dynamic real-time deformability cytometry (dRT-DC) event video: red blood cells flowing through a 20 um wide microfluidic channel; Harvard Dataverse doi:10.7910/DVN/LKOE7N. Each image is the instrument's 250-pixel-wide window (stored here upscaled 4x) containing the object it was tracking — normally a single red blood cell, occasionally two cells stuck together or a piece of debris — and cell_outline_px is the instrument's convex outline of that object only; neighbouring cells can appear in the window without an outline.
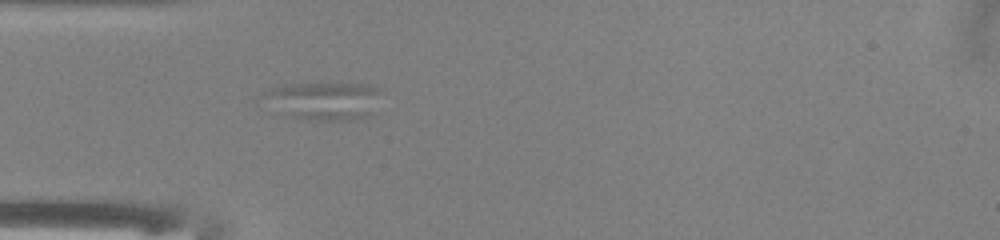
{"species": "common noctule bat (a hibernating species)", "species_latin": "Nyctalus noctula", "temperature_condition": "warm", "stored_images_in_passage": 52, "camera_frame_rate_fps": 3000, "um_per_image_px": 0.085, "animal": {"sex": "male", "body_mass_g": 13.0, "forearm_length_mm": 53.1}, "frame": {"image": 1, "passage_image": 16, "time_ms": 5.0, "image_size_px": [1000, 240], "cell_outline_px": [[380, 88], [372, 112], [368, 116], [348, 120], [308, 120], [296, 116], [256, 96], [272, 88], [284, 84], [372, 84]], "centroid_in_image_um": [27.55, 8.53], "position_along_channel_um": 57.4, "area_um2": 25.2}}
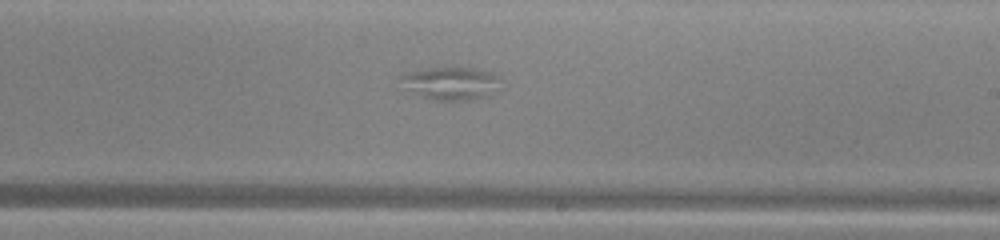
{"frame": {"image": 2, "passage_image": 31, "time_ms": 10.0, "image_size_px": [1000, 240], "cell_outline_px": [[500, 80], [488, 96], [464, 100], [436, 100], [424, 96], [404, 88], [400, 76], [404, 72], [428, 68], [476, 68], [492, 72], [500, 76]], "centroid_in_image_um": [38.3, 7.05], "position_along_channel_um": 250.7, "area_um2": 18.79}}
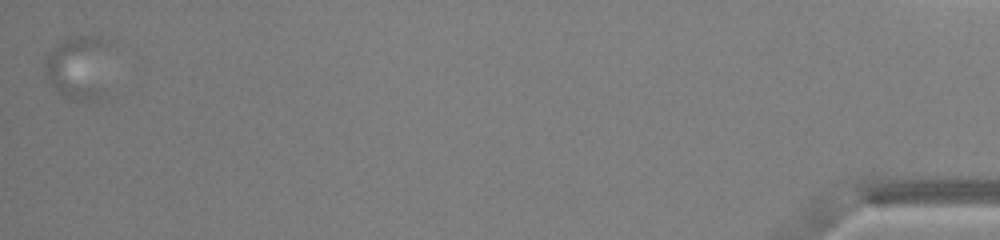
{"frame": {"image": 3, "passage_image": 52, "time_ms": 17.0, "image_size_px": [1000, 240], "cell_outline_px": [[108, 40], [104, 96], [96, 100], [80, 100], [64, 96], [52, 84], [48, 76], [44, 64], [48, 52], [60, 40], [80, 36], [100, 36]], "centroid_in_image_um": [6.7, 5.7], "position_along_channel_um": 428.5, "area_um2": 24.1}}